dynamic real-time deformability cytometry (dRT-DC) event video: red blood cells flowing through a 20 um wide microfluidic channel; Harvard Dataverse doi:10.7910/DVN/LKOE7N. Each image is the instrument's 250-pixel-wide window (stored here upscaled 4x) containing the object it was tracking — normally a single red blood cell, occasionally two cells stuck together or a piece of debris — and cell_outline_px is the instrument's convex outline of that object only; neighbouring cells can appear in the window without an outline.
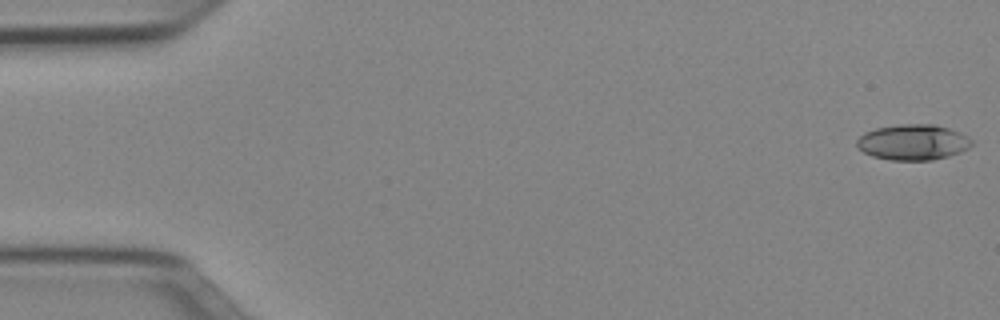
{"species": "Egyptian fruit bat (a non-hibernating species)", "species_latin": "Rousettus aegyptiacus", "temperature_condition": "cold", "stored_images_in_passage": 51, "camera_frame_rate_fps": 3000, "um_per_image_px": 0.085, "animal": {"sex": "female"}, "frame": {"image": 1, "passage_image": 1, "time_ms": 0.0, "image_size_px": [1000, 320], "cell_outline_px": [[972, 144], [968, 148], [960, 152], [948, 156], [932, 160], [892, 160], [872, 156], [864, 152], [856, 144], [856, 140], [864, 132], [876, 128], [900, 124], [936, 124], [960, 132], [968, 136], [972, 140]], "centroid_in_image_um": [77.61, 12.08], "position_along_channel_um": 7.4, "area_um2": 23.87}}
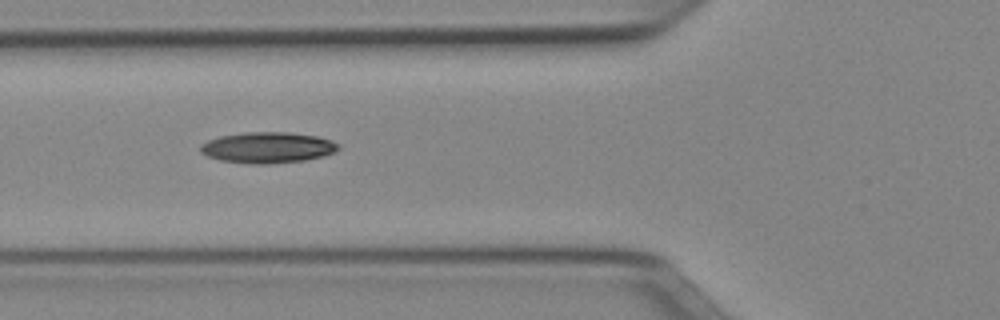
{"frame": {"image": 2, "passage_image": 19, "time_ms": 6.0, "image_size_px": [1000, 320], "cell_outline_px": [[340, 148], [336, 152], [324, 156], [304, 160], [268, 164], [252, 164], [220, 160], [208, 156], [200, 152], [200, 144], [208, 140], [220, 136], [244, 132], [288, 132], [316, 136], [332, 140], [340, 144]], "centroid_in_image_um": [22.77, 12.54], "position_along_channel_um": 103.0, "area_um2": 25.03}}
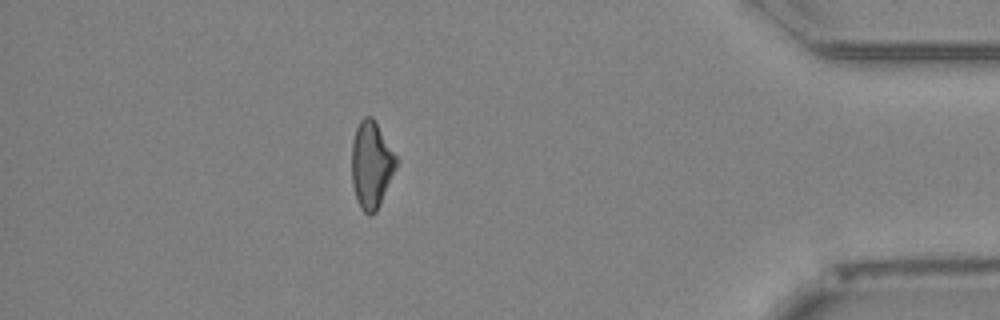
{"frame": {"image": 3, "passage_image": 45, "time_ms": 14.667, "image_size_px": [1000, 320], "cell_outline_px": [[400, 160], [380, 204], [376, 212], [372, 216], [368, 216], [360, 208], [356, 200], [352, 184], [352, 140], [356, 128], [360, 120], [364, 116], [372, 116]], "centroid_in_image_um": [31.58, 14.02], "position_along_channel_um": 403.6, "area_um2": 22.95}, "authors_computed_cell_mechanics": {"area_um2": 23.12, "velocity_mm_per_s": 3.9638, "shape_relaxation_time_tau1_ms": 6.2593, "shape_relaxation_time_tau2_ms": 6.6012, "deformation_change_tau1": 0.1622, "deformation_change_tau2": 0.151}}